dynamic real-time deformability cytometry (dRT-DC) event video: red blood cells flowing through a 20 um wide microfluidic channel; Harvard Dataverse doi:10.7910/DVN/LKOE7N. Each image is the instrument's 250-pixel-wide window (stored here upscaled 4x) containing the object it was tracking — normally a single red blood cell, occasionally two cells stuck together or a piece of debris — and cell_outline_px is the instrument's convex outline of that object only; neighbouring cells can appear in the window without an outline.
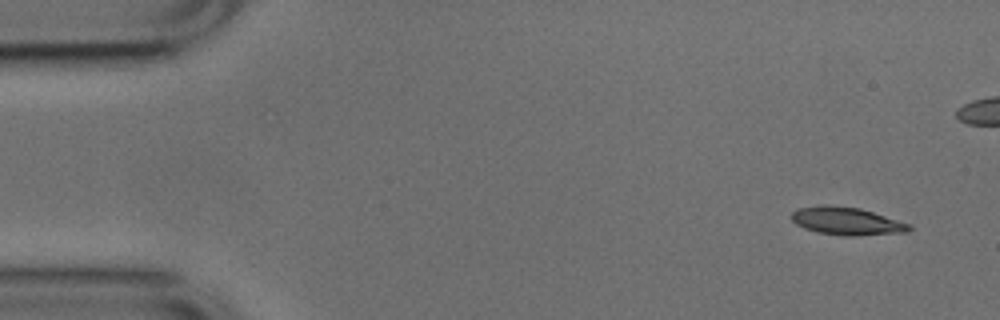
{"species": "common noctule bat (a hibernating species)", "species_latin": "Nyctalus noctula", "temperature_condition": "cold", "stored_images_in_passage": 3, "camera_frame_rate_fps": 3000, "um_per_image_px": 0.085, "animal": {"sex": "male", "body_mass_g": 17.9, "forearm_length_mm": 54.2}, "frame": {"image": 1, "passage_image": 1, "time_ms": 0.0, "image_size_px": [1000, 320], "cell_outline_px": [[912, 228], [908, 232], [856, 236], [840, 236], [816, 232], [804, 228], [796, 224], [792, 220], [792, 212], [800, 208], [824, 204], [860, 208], [912, 224]], "centroid_in_image_um": [72.0, 18.8], "position_along_channel_um": 13.0, "area_um2": 19.25}}